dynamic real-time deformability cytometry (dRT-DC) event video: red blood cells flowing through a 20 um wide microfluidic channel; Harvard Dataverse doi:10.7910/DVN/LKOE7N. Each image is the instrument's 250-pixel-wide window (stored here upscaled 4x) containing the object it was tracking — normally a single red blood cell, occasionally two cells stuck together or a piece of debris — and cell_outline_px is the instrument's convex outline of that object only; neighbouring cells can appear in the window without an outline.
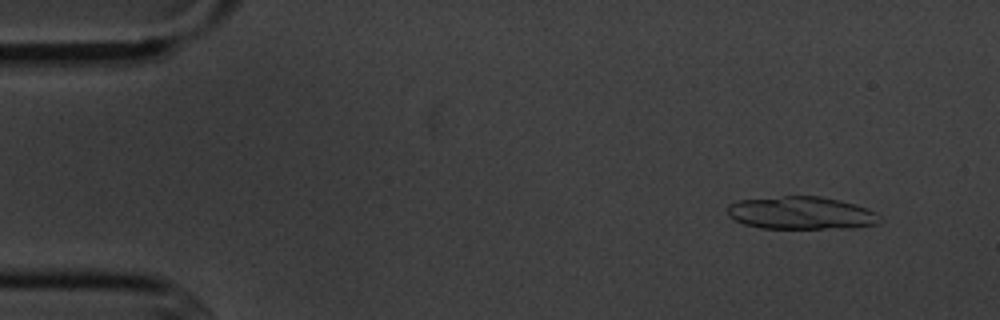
{"species": "common noctule bat (a hibernating species)", "species_latin": "Nyctalus noctula", "temperature_condition": "cold", "stored_images_in_passage": 4, "camera_frame_rate_fps": 3000, "um_per_image_px": 0.085, "animal": {"sex": "male", "body_mass_g": 20.1, "forearm_length_mm": 53.5}, "frame": {"image": 1, "passage_image": 1, "time_ms": 0.0, "image_size_px": [1000, 320], "cell_outline_px": [[880, 224], [852, 228], [760, 228], [744, 224], [728, 216], [724, 208], [728, 204], [740, 200], [784, 196], [820, 196], [840, 200], [856, 204], [876, 212], [880, 216]], "centroid_in_image_um": [68.1, 18.1], "position_along_channel_um": 16.9, "area_um2": 29.36}}